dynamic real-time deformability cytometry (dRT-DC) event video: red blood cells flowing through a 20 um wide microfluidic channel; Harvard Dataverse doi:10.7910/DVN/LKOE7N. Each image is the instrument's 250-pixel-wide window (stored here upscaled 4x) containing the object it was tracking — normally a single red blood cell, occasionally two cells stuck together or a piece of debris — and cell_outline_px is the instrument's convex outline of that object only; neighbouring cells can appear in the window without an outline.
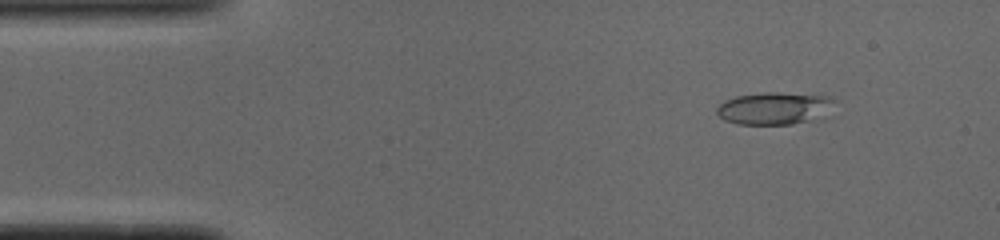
{"species": "common noctule bat (a hibernating species)", "species_latin": "Nyctalus noctula", "temperature_condition": "cold", "stored_images_in_passage": 51, "camera_frame_rate_fps": 3000, "um_per_image_px": 0.085, "animal": {"sex": "male", "body_mass_g": 19.0, "forearm_length_mm": 50.8}, "frame": {"image": 1, "passage_image": 6, "time_ms": 1.667, "image_size_px": [1000, 240], "cell_outline_px": [[832, 100], [808, 120], [792, 124], [736, 124], [724, 120], [716, 112], [716, 108], [724, 100], [736, 96], [764, 92], [776, 92], [824, 96]], "centroid_in_image_um": [65.54, 9.2], "position_along_channel_um": 19.5, "area_um2": 20.87}}
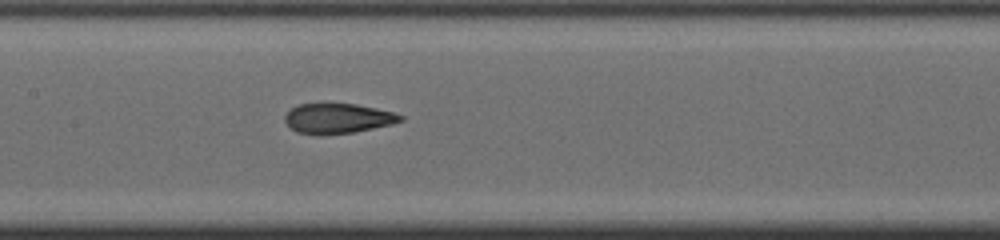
{"frame": {"image": 2, "passage_image": 24, "time_ms": 7.667, "image_size_px": [1000, 240], "cell_outline_px": [[404, 120], [392, 124], [352, 132], [320, 136], [316, 136], [296, 132], [284, 120], [284, 116], [296, 104], [356, 104], [376, 108], [392, 112], [404, 116]], "centroid_in_image_um": [28.69, 10.08], "position_along_channel_um": 178.7, "area_um2": 20.23}}
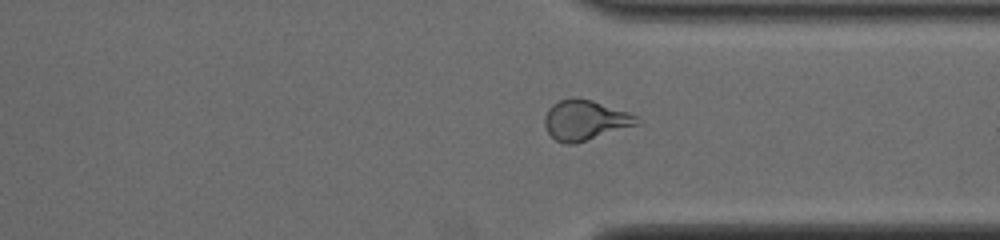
{"frame": {"image": 3, "passage_image": 38, "time_ms": 12.333, "image_size_px": [1000, 240], "cell_outline_px": [[640, 120], [636, 124], [576, 144], [564, 144], [556, 140], [548, 132], [544, 124], [544, 116], [548, 108], [552, 104], [560, 100], [592, 100], [628, 112], [636, 116]], "centroid_in_image_um": [49.69, 10.24], "position_along_channel_um": 361.7, "area_um2": 20.98}, "authors_computed_cell_mechanics": {"area_um2": 21.2704, "velocity_mm_per_s": 3.9141, "shape_relaxation_time_tau1_ms": 8.2009, "shape_relaxation_time_tau2_ms": 1.5467, "deformation_change_tau1": 0.2414, "deformation_change_tau2": 0.0909}}